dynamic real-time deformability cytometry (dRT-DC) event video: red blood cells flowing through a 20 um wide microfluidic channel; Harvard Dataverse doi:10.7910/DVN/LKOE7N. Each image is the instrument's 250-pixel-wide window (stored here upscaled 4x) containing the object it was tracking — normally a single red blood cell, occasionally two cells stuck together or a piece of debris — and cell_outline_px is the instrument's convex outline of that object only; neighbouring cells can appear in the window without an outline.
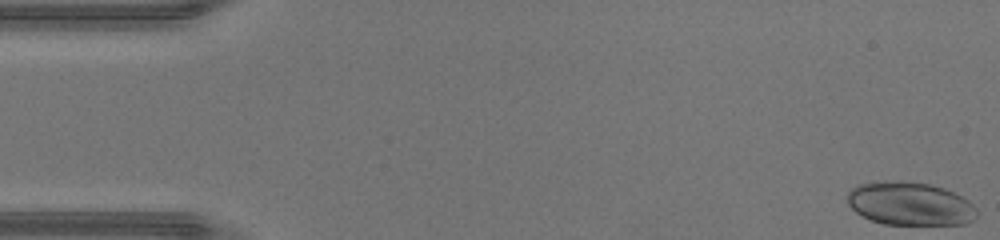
{"species": "human", "species_latin": "Homo sapiens", "temperature_condition": "warm", "stored_images_in_passage": 48, "camera_frame_rate_fps": 3000, "um_per_image_px": 0.085, "donor": {"sex": "male"}, "frame": {"image": 1, "passage_image": 1, "time_ms": 0.0, "image_size_px": [1000, 240], "cell_outline_px": [[976, 216], [972, 220], [964, 224], [884, 224], [872, 220], [856, 212], [848, 204], [848, 192], [856, 184], [896, 180], [932, 184], [944, 188], [968, 200], [976, 208]], "centroid_in_image_um": [77.34, 17.3], "position_along_channel_um": 7.7, "area_um2": 32.48}}
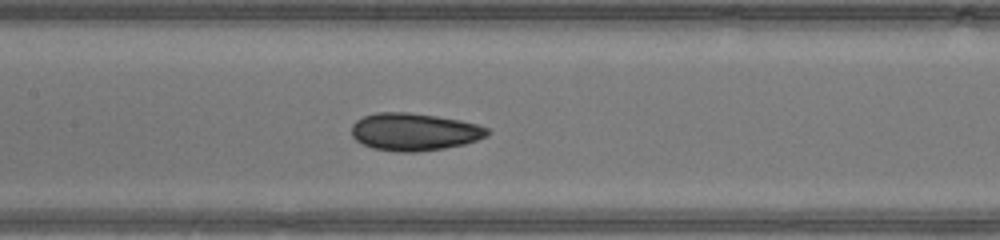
{"frame": {"image": 2, "passage_image": 22, "time_ms": 7.0, "image_size_px": [1000, 240], "cell_outline_px": [[488, 136], [464, 144], [444, 148], [416, 152], [400, 152], [372, 148], [356, 140], [352, 136], [352, 124], [356, 120], [364, 116], [376, 112], [408, 112], [436, 116], [460, 120], [476, 124], [488, 128]], "centroid_in_image_um": [35.19, 11.2], "position_along_channel_um": 172.2, "area_um2": 29.59}}
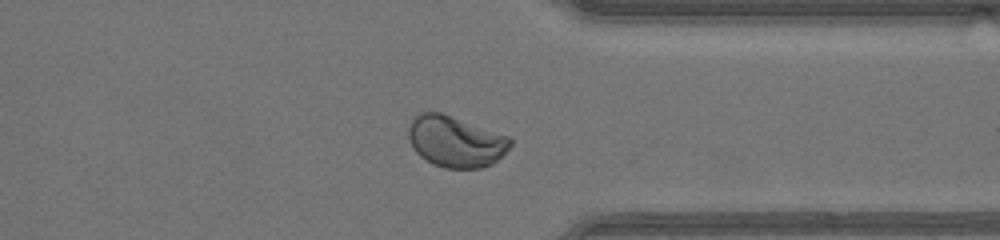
{"frame": {"image": 3, "passage_image": 36, "time_ms": 11.667, "image_size_px": [1000, 240], "cell_outline_px": [[512, 144], [492, 164], [480, 168], [444, 168], [432, 164], [420, 156], [416, 152], [408, 136], [408, 128], [412, 120], [420, 112], [440, 112], [508, 136], [512, 140]], "centroid_in_image_um": [38.7, 12.03], "position_along_channel_um": 372.7, "area_um2": 30.0}, "authors_computed_cell_mechanics": {"area_um2": 30.7785, "velocity_mm_per_s": 4.3935, "shape_relaxation_time_tau1_ms": 4.0398, "shape_relaxation_time_tau2_ms": 2.4918, "deformation_change_tau1": 0.1042, "deformation_change_tau2": 0.0243}}